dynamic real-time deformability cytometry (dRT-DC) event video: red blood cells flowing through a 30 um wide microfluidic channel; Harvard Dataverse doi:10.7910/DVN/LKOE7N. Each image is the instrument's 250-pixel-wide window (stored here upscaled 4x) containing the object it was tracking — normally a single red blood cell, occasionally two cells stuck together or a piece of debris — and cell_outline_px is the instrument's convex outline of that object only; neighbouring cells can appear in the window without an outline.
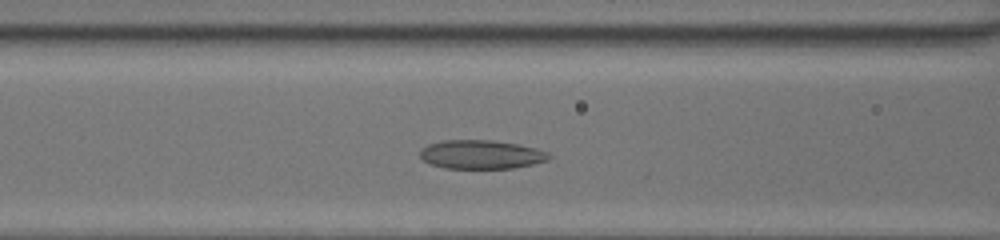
{"species": "common noctule bat (a hibernating species)", "species_latin": "Nyctalus noctula", "temperature_condition": "room temperature", "stored_images_in_passage": 33, "camera_frame_rate_fps": 3000, "um_per_image_px": 0.085, "animal": {"sex": "female", "body_mass_g": 20.0, "forearm_length_mm": 54.0}, "frame": {"image": 1, "passage_image": 11, "time_ms": 3.333, "image_size_px": [1000, 240], "cell_outline_px": [[552, 156], [548, 160], [532, 164], [512, 168], [444, 168], [432, 164], [424, 160], [420, 156], [420, 148], [428, 144], [440, 140], [492, 140], [516, 144], [536, 148], [548, 152]], "centroid_in_image_um": [40.89, 13.12], "position_along_channel_um": 125.7, "area_um2": 21.62}}
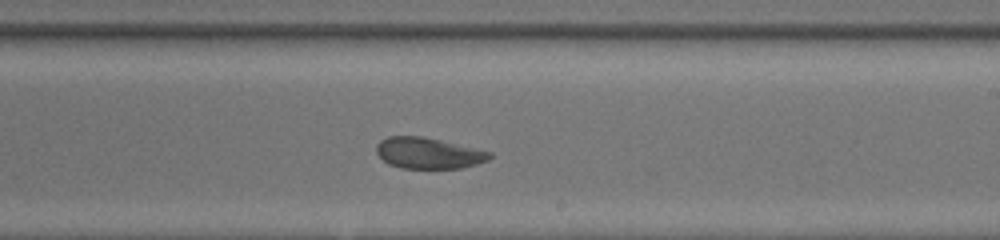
{"frame": {"image": 2, "passage_image": 20, "time_ms": 6.333, "image_size_px": [1000, 240], "cell_outline_px": [[492, 156], [488, 160], [476, 164], [460, 168], [400, 168], [388, 164], [376, 152], [376, 144], [380, 140], [388, 136], [420, 136], [440, 140], [492, 152]], "centroid_in_image_um": [36.39, 13.01], "position_along_channel_um": 252.6, "area_um2": 20.4}}
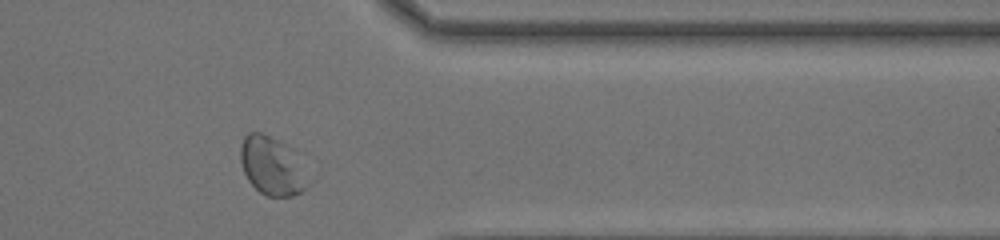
{"frame": {"image": 3, "passage_image": 30, "time_ms": 9.667, "image_size_px": [1000, 240], "cell_outline_px": [[316, 176], [300, 192], [292, 196], [268, 196], [260, 192], [248, 180], [244, 172], [240, 160], [240, 144], [244, 136], [248, 132], [260, 132], [292, 148]], "centroid_in_image_um": [23.23, 14.11], "position_along_channel_um": 388.2, "area_um2": 23.87}, "authors_computed_cell_mechanics": {"area_um2": 21.8484, "velocity_mm_per_s": 4.2496, "shape_relaxation_time_tau1_ms": null, "shape_relaxation_time_tau2_ms": 1.6803, "deformation_change_tau1": null, "deformation_change_tau2": 0.0762}}